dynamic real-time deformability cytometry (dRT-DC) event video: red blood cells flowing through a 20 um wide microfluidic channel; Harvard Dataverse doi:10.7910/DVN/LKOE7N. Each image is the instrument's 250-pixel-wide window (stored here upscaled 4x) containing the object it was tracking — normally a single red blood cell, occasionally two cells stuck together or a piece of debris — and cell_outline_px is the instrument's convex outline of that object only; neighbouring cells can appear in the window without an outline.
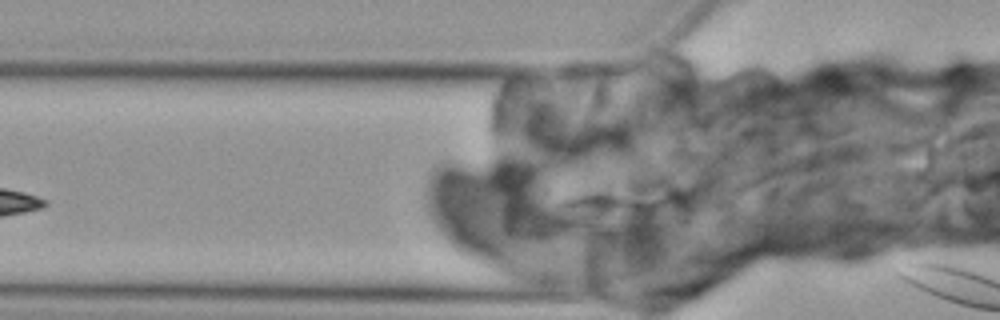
{"species": "Egyptian fruit bat (a non-hibernating species)", "species_latin": "Rousettus aegyptiacus", "temperature_condition": "cold", "stored_images_in_passage": 4, "camera_frame_rate_fps": 3000, "um_per_image_px": 0.085, "animal": {"sex": "female"}, "frame": {"image": 1, "passage_image": 3, "time_ms": 2.333, "image_size_px": [1000, 320], "cell_outline_px": [[692, 220], [688, 224], [656, 228], [644, 228], [568, 224], [564, 220], [556, 208], [556, 204], [560, 200], [568, 196], [600, 188], [676, 192], [680, 196]], "centroid_in_image_um": [53.08, 17.74], "position_along_channel_um": 72.7, "area_um2": 31.67}}